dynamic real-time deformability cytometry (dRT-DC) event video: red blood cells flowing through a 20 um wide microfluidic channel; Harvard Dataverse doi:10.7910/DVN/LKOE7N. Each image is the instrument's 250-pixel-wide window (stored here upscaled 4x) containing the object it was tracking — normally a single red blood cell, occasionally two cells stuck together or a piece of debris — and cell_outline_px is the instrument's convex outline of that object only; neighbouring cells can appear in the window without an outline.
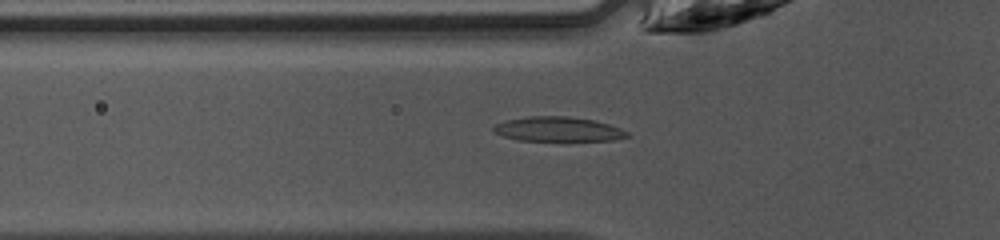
{"species": "common noctule bat (a hibernating species)", "species_latin": "Nyctalus noctula", "temperature_condition": "warm", "stored_images_in_passage": 47, "camera_frame_rate_fps": 3000, "um_per_image_px": 0.085, "animal": {"sex": "female", "body_mass_g": 10.0, "forearm_length_mm": 53.1}, "frame": {"image": 1, "passage_image": 16, "time_ms": 5.0, "image_size_px": [1000, 240], "cell_outline_px": [[628, 136], [612, 140], [520, 140], [504, 136], [492, 132], [492, 128], [496, 124], [504, 120], [528, 116], [568, 116], [592, 120], [608, 124], [620, 128], [628, 132]], "centroid_in_image_um": [47.38, 10.97], "position_along_channel_um": 78.4, "area_um2": 18.9}}
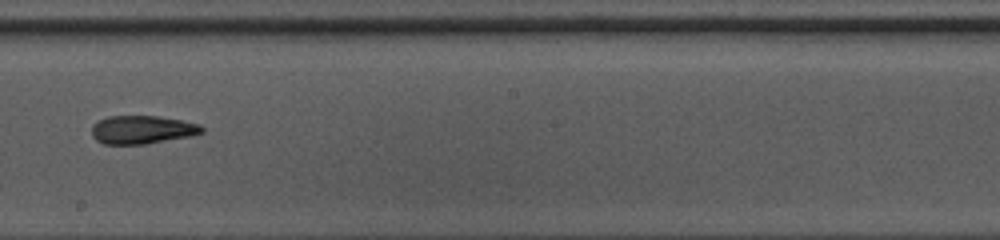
{"frame": {"image": 2, "passage_image": 27, "time_ms": 8.667, "image_size_px": [1000, 240], "cell_outline_px": [[204, 132], [192, 136], [144, 144], [104, 144], [96, 140], [92, 136], [92, 124], [96, 120], [108, 116], [156, 116], [180, 120], [200, 124], [204, 128]], "centroid_in_image_um": [12.06, 11.02], "position_along_channel_um": 236.1, "area_um2": 18.26}}
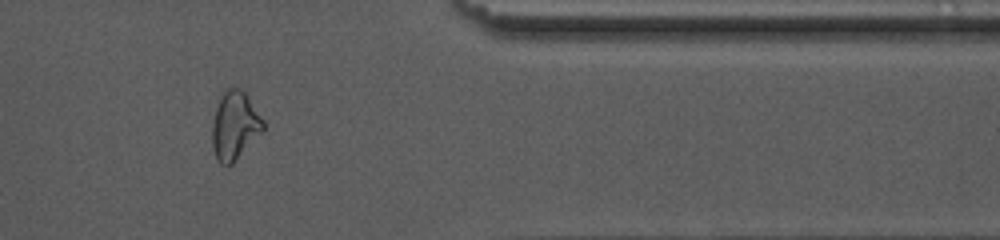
{"frame": {"image": 3, "passage_image": 39, "time_ms": 12.667, "image_size_px": [1000, 240], "cell_outline_px": [[264, 128], [232, 164], [220, 164], [216, 160], [212, 144], [212, 124], [216, 108], [224, 92], [228, 88], [240, 88], [244, 92], [264, 120]], "centroid_in_image_um": [19.93, 10.69], "position_along_channel_um": 391.5, "area_um2": 19.77}, "authors_computed_cell_mechanics": {"area_um2": 18.8428, "velocity_mm_per_s": 4.2607, "shape_relaxation_time_tau1_ms": 10.2896, "shape_relaxation_time_tau2_ms": 5.5445, "deformation_change_tau1": 0.2793, "deformation_change_tau2": 0.1119}}